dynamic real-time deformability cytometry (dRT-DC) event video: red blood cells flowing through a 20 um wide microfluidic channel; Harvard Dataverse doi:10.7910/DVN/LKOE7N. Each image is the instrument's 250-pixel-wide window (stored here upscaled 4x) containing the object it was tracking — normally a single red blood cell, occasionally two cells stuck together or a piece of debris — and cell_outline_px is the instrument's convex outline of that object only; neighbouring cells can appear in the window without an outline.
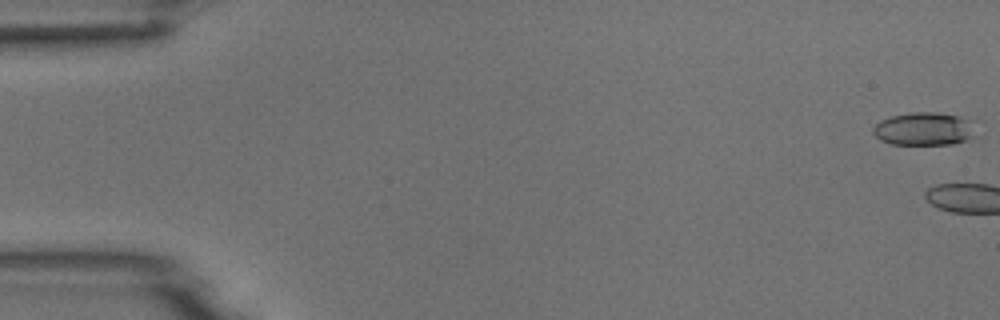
{"species": "common noctule bat (a hibernating species)", "species_latin": "Nyctalus noctula", "temperature_condition": "room temperature", "stored_images_in_passage": 6, "camera_frame_rate_fps": 3000, "um_per_image_px": 0.085, "animal": {"sex": "male", "body_mass_g": 18.8}, "frame": {"image": 1, "passage_image": 1, "time_ms": 0.0, "image_size_px": [1000, 320], "cell_outline_px": [[980, 136], [972, 140], [952, 144], [888, 144], [880, 140], [872, 132], [872, 128], [880, 120], [892, 116], [912, 112], [936, 112], [960, 116], [976, 124]], "centroid_in_image_um": [78.66, 10.97], "position_along_channel_um": 6.3, "area_um2": 20.46}}